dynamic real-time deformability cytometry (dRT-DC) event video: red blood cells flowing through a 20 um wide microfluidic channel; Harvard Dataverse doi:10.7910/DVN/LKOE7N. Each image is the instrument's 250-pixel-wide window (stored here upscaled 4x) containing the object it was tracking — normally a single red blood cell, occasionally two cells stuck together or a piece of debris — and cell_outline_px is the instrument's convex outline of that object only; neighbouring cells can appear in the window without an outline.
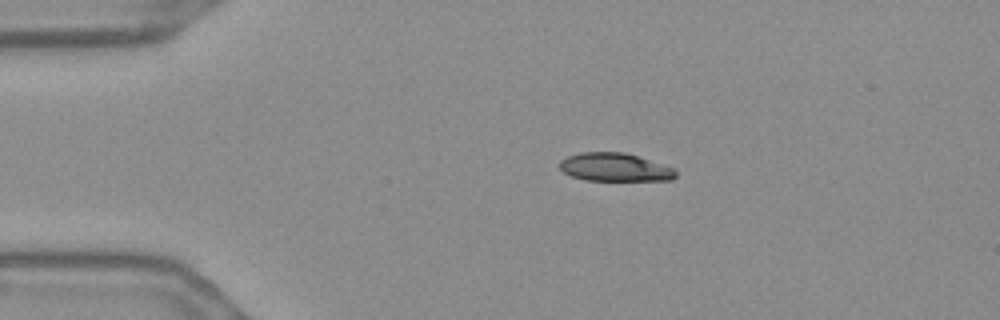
{"species": "Egyptian fruit bat (a non-hibernating species)", "species_latin": "Rousettus aegyptiacus", "temperature_condition": "warm", "stored_images_in_passage": 45, "camera_frame_rate_fps": 3000, "um_per_image_px": 0.085, "frame": {"image": 1, "passage_image": 1, "time_ms": 0.0, "image_size_px": [1000, 320], "cell_outline_px": [[676, 176], [672, 180], [584, 180], [572, 176], [564, 172], [556, 164], [560, 160], [568, 156], [580, 152], [624, 152], [676, 168]], "centroid_in_image_um": [52.24, 14.21], "position_along_channel_um": 32.8, "area_um2": 19.19}}
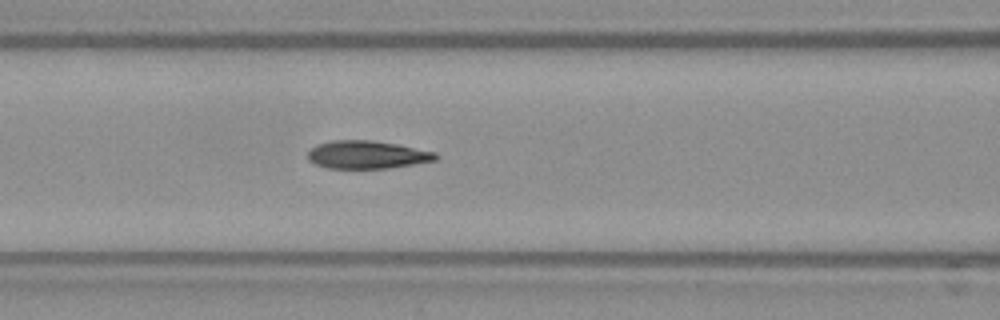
{"frame": {"image": 2, "passage_image": 13, "time_ms": 4.0, "image_size_px": [1000, 320], "cell_outline_px": [[440, 156], [436, 160], [388, 168], [328, 168], [316, 164], [308, 160], [308, 152], [316, 144], [332, 140], [372, 140], [396, 144], [436, 152]], "centroid_in_image_um": [31.19, 13.14], "position_along_channel_um": 135.4, "area_um2": 20.75}}
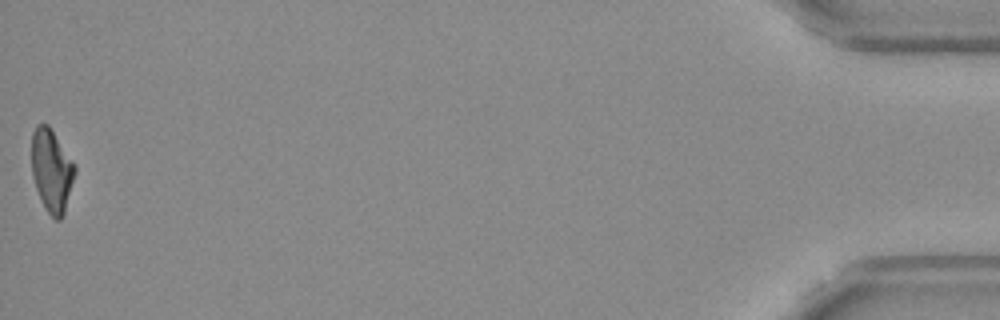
{"frame": {"image": 3, "passage_image": 45, "time_ms": 14.667, "image_size_px": [1000, 320], "cell_outline_px": [[76, 172], [64, 212], [60, 220], [56, 220], [44, 208], [40, 200], [32, 176], [32, 132], [36, 124], [48, 124], [76, 164]], "centroid_in_image_um": [4.39, 14.48], "position_along_channel_um": 430.8, "area_um2": 20.98}, "authors_computed_cell_mechanics": {"area_um2": 21.2126, "velocity_mm_per_s": 3.6944, "shape_relaxation_time_tau1_ms": 8.9038, "shape_relaxation_time_tau2_ms": 1.8976, "deformation_change_tau1": 0.2222, "deformation_change_tau2": 0.0815}}